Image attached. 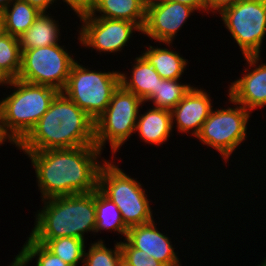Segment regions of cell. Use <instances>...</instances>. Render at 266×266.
Instances as JSON below:
<instances>
[{
	"label": "cell",
	"instance_id": "obj_31",
	"mask_svg": "<svg viewBox=\"0 0 266 266\" xmlns=\"http://www.w3.org/2000/svg\"><path fill=\"white\" fill-rule=\"evenodd\" d=\"M170 1L188 5L190 7H193L196 11L198 10L199 13L202 11V13L205 12L207 14L206 0H170Z\"/></svg>",
	"mask_w": 266,
	"mask_h": 266
},
{
	"label": "cell",
	"instance_id": "obj_27",
	"mask_svg": "<svg viewBox=\"0 0 266 266\" xmlns=\"http://www.w3.org/2000/svg\"><path fill=\"white\" fill-rule=\"evenodd\" d=\"M27 238L21 250L31 260L36 258V266H70L50 252L43 244L35 241L30 235Z\"/></svg>",
	"mask_w": 266,
	"mask_h": 266
},
{
	"label": "cell",
	"instance_id": "obj_21",
	"mask_svg": "<svg viewBox=\"0 0 266 266\" xmlns=\"http://www.w3.org/2000/svg\"><path fill=\"white\" fill-rule=\"evenodd\" d=\"M41 13L36 7L23 0H14L2 14L3 31L19 38L34 23Z\"/></svg>",
	"mask_w": 266,
	"mask_h": 266
},
{
	"label": "cell",
	"instance_id": "obj_4",
	"mask_svg": "<svg viewBox=\"0 0 266 266\" xmlns=\"http://www.w3.org/2000/svg\"><path fill=\"white\" fill-rule=\"evenodd\" d=\"M10 95L0 100V131L15 146L30 132L59 93L53 87L12 79Z\"/></svg>",
	"mask_w": 266,
	"mask_h": 266
},
{
	"label": "cell",
	"instance_id": "obj_25",
	"mask_svg": "<svg viewBox=\"0 0 266 266\" xmlns=\"http://www.w3.org/2000/svg\"><path fill=\"white\" fill-rule=\"evenodd\" d=\"M22 50L19 39L2 31L0 33V68L11 78L17 79L21 68Z\"/></svg>",
	"mask_w": 266,
	"mask_h": 266
},
{
	"label": "cell",
	"instance_id": "obj_33",
	"mask_svg": "<svg viewBox=\"0 0 266 266\" xmlns=\"http://www.w3.org/2000/svg\"><path fill=\"white\" fill-rule=\"evenodd\" d=\"M8 266H28L32 260L21 250Z\"/></svg>",
	"mask_w": 266,
	"mask_h": 266
},
{
	"label": "cell",
	"instance_id": "obj_6",
	"mask_svg": "<svg viewBox=\"0 0 266 266\" xmlns=\"http://www.w3.org/2000/svg\"><path fill=\"white\" fill-rule=\"evenodd\" d=\"M90 69L76 60L62 92L95 121L106 110L120 85V71Z\"/></svg>",
	"mask_w": 266,
	"mask_h": 266
},
{
	"label": "cell",
	"instance_id": "obj_32",
	"mask_svg": "<svg viewBox=\"0 0 266 266\" xmlns=\"http://www.w3.org/2000/svg\"><path fill=\"white\" fill-rule=\"evenodd\" d=\"M28 2L31 6L36 7L41 12H47L51 5L57 0H23Z\"/></svg>",
	"mask_w": 266,
	"mask_h": 266
},
{
	"label": "cell",
	"instance_id": "obj_1",
	"mask_svg": "<svg viewBox=\"0 0 266 266\" xmlns=\"http://www.w3.org/2000/svg\"><path fill=\"white\" fill-rule=\"evenodd\" d=\"M23 153L31 160L42 200L93 192L106 160L95 145Z\"/></svg>",
	"mask_w": 266,
	"mask_h": 266
},
{
	"label": "cell",
	"instance_id": "obj_35",
	"mask_svg": "<svg viewBox=\"0 0 266 266\" xmlns=\"http://www.w3.org/2000/svg\"><path fill=\"white\" fill-rule=\"evenodd\" d=\"M14 0H0V12L6 9Z\"/></svg>",
	"mask_w": 266,
	"mask_h": 266
},
{
	"label": "cell",
	"instance_id": "obj_13",
	"mask_svg": "<svg viewBox=\"0 0 266 266\" xmlns=\"http://www.w3.org/2000/svg\"><path fill=\"white\" fill-rule=\"evenodd\" d=\"M244 59L250 69L245 68L243 76L230 83L227 95L252 113L266 106V63L259 62L261 56L258 55Z\"/></svg>",
	"mask_w": 266,
	"mask_h": 266
},
{
	"label": "cell",
	"instance_id": "obj_24",
	"mask_svg": "<svg viewBox=\"0 0 266 266\" xmlns=\"http://www.w3.org/2000/svg\"><path fill=\"white\" fill-rule=\"evenodd\" d=\"M85 240L76 237H59L48 240L44 246L70 266L83 264ZM79 263V264H78Z\"/></svg>",
	"mask_w": 266,
	"mask_h": 266
},
{
	"label": "cell",
	"instance_id": "obj_8",
	"mask_svg": "<svg viewBox=\"0 0 266 266\" xmlns=\"http://www.w3.org/2000/svg\"><path fill=\"white\" fill-rule=\"evenodd\" d=\"M234 107L212 109L196 136L203 145L212 147L221 155L225 163L230 156L247 139V125L251 112L229 97Z\"/></svg>",
	"mask_w": 266,
	"mask_h": 266
},
{
	"label": "cell",
	"instance_id": "obj_34",
	"mask_svg": "<svg viewBox=\"0 0 266 266\" xmlns=\"http://www.w3.org/2000/svg\"><path fill=\"white\" fill-rule=\"evenodd\" d=\"M11 78L0 68V86H7L11 82Z\"/></svg>",
	"mask_w": 266,
	"mask_h": 266
},
{
	"label": "cell",
	"instance_id": "obj_17",
	"mask_svg": "<svg viewBox=\"0 0 266 266\" xmlns=\"http://www.w3.org/2000/svg\"><path fill=\"white\" fill-rule=\"evenodd\" d=\"M144 114H139L135 133L138 132L141 142L161 146L166 144L173 132L171 111L150 107Z\"/></svg>",
	"mask_w": 266,
	"mask_h": 266
},
{
	"label": "cell",
	"instance_id": "obj_36",
	"mask_svg": "<svg viewBox=\"0 0 266 266\" xmlns=\"http://www.w3.org/2000/svg\"><path fill=\"white\" fill-rule=\"evenodd\" d=\"M4 142H9L0 131V146L4 144Z\"/></svg>",
	"mask_w": 266,
	"mask_h": 266
},
{
	"label": "cell",
	"instance_id": "obj_37",
	"mask_svg": "<svg viewBox=\"0 0 266 266\" xmlns=\"http://www.w3.org/2000/svg\"><path fill=\"white\" fill-rule=\"evenodd\" d=\"M3 31L2 14L0 12V33Z\"/></svg>",
	"mask_w": 266,
	"mask_h": 266
},
{
	"label": "cell",
	"instance_id": "obj_30",
	"mask_svg": "<svg viewBox=\"0 0 266 266\" xmlns=\"http://www.w3.org/2000/svg\"><path fill=\"white\" fill-rule=\"evenodd\" d=\"M241 0H206V9L207 14L210 12L215 15L216 13H220L227 7L233 6L237 2Z\"/></svg>",
	"mask_w": 266,
	"mask_h": 266
},
{
	"label": "cell",
	"instance_id": "obj_22",
	"mask_svg": "<svg viewBox=\"0 0 266 266\" xmlns=\"http://www.w3.org/2000/svg\"><path fill=\"white\" fill-rule=\"evenodd\" d=\"M95 208L96 225L94 233L101 231L118 232L117 235L125 239L128 233V227L124 224L121 212L114 202L106 197L98 188L95 190Z\"/></svg>",
	"mask_w": 266,
	"mask_h": 266
},
{
	"label": "cell",
	"instance_id": "obj_29",
	"mask_svg": "<svg viewBox=\"0 0 266 266\" xmlns=\"http://www.w3.org/2000/svg\"><path fill=\"white\" fill-rule=\"evenodd\" d=\"M62 1L65 2L67 6L69 5L76 15L88 12L96 2V0H62Z\"/></svg>",
	"mask_w": 266,
	"mask_h": 266
},
{
	"label": "cell",
	"instance_id": "obj_14",
	"mask_svg": "<svg viewBox=\"0 0 266 266\" xmlns=\"http://www.w3.org/2000/svg\"><path fill=\"white\" fill-rule=\"evenodd\" d=\"M210 97L205 89L192 86L184 98L171 110L172 128L174 129L176 125L178 133H191V137L196 138L214 108Z\"/></svg>",
	"mask_w": 266,
	"mask_h": 266
},
{
	"label": "cell",
	"instance_id": "obj_20",
	"mask_svg": "<svg viewBox=\"0 0 266 266\" xmlns=\"http://www.w3.org/2000/svg\"><path fill=\"white\" fill-rule=\"evenodd\" d=\"M171 49V50H170ZM161 48L149 44L141 55L153 66L162 79H181L188 60L172 48Z\"/></svg>",
	"mask_w": 266,
	"mask_h": 266
},
{
	"label": "cell",
	"instance_id": "obj_2",
	"mask_svg": "<svg viewBox=\"0 0 266 266\" xmlns=\"http://www.w3.org/2000/svg\"><path fill=\"white\" fill-rule=\"evenodd\" d=\"M95 145L94 120L59 92L30 132L15 146L23 152Z\"/></svg>",
	"mask_w": 266,
	"mask_h": 266
},
{
	"label": "cell",
	"instance_id": "obj_10",
	"mask_svg": "<svg viewBox=\"0 0 266 266\" xmlns=\"http://www.w3.org/2000/svg\"><path fill=\"white\" fill-rule=\"evenodd\" d=\"M242 56H261L266 35V0H241L219 13Z\"/></svg>",
	"mask_w": 266,
	"mask_h": 266
},
{
	"label": "cell",
	"instance_id": "obj_12",
	"mask_svg": "<svg viewBox=\"0 0 266 266\" xmlns=\"http://www.w3.org/2000/svg\"><path fill=\"white\" fill-rule=\"evenodd\" d=\"M195 11L193 7L170 0L151 2L146 5V19L140 34L170 48L179 30Z\"/></svg>",
	"mask_w": 266,
	"mask_h": 266
},
{
	"label": "cell",
	"instance_id": "obj_15",
	"mask_svg": "<svg viewBox=\"0 0 266 266\" xmlns=\"http://www.w3.org/2000/svg\"><path fill=\"white\" fill-rule=\"evenodd\" d=\"M155 225L157 226V223L153 220L147 224L130 227L126 240L134 248L143 250L164 266H182L171 238L161 233Z\"/></svg>",
	"mask_w": 266,
	"mask_h": 266
},
{
	"label": "cell",
	"instance_id": "obj_23",
	"mask_svg": "<svg viewBox=\"0 0 266 266\" xmlns=\"http://www.w3.org/2000/svg\"><path fill=\"white\" fill-rule=\"evenodd\" d=\"M181 79H162L159 81L154 97L149 101L154 108L171 111L192 88L191 84L179 83Z\"/></svg>",
	"mask_w": 266,
	"mask_h": 266
},
{
	"label": "cell",
	"instance_id": "obj_28",
	"mask_svg": "<svg viewBox=\"0 0 266 266\" xmlns=\"http://www.w3.org/2000/svg\"><path fill=\"white\" fill-rule=\"evenodd\" d=\"M123 266H164L143 250L134 248L126 239L120 241Z\"/></svg>",
	"mask_w": 266,
	"mask_h": 266
},
{
	"label": "cell",
	"instance_id": "obj_16",
	"mask_svg": "<svg viewBox=\"0 0 266 266\" xmlns=\"http://www.w3.org/2000/svg\"><path fill=\"white\" fill-rule=\"evenodd\" d=\"M133 61L129 77L127 73L120 72V85L144 103L149 102L154 97V90H157L162 78L141 54Z\"/></svg>",
	"mask_w": 266,
	"mask_h": 266
},
{
	"label": "cell",
	"instance_id": "obj_19",
	"mask_svg": "<svg viewBox=\"0 0 266 266\" xmlns=\"http://www.w3.org/2000/svg\"><path fill=\"white\" fill-rule=\"evenodd\" d=\"M53 18L49 12H41L30 28L19 36L21 50L60 44L61 27H59V21Z\"/></svg>",
	"mask_w": 266,
	"mask_h": 266
},
{
	"label": "cell",
	"instance_id": "obj_11",
	"mask_svg": "<svg viewBox=\"0 0 266 266\" xmlns=\"http://www.w3.org/2000/svg\"><path fill=\"white\" fill-rule=\"evenodd\" d=\"M82 25L78 28V40L81 46L107 54L117 53L128 46L133 32H142L135 23L94 17L89 11L77 15Z\"/></svg>",
	"mask_w": 266,
	"mask_h": 266
},
{
	"label": "cell",
	"instance_id": "obj_9",
	"mask_svg": "<svg viewBox=\"0 0 266 266\" xmlns=\"http://www.w3.org/2000/svg\"><path fill=\"white\" fill-rule=\"evenodd\" d=\"M74 62L73 54L70 55L66 47L60 44L22 50L17 79L50 86L62 92Z\"/></svg>",
	"mask_w": 266,
	"mask_h": 266
},
{
	"label": "cell",
	"instance_id": "obj_18",
	"mask_svg": "<svg viewBox=\"0 0 266 266\" xmlns=\"http://www.w3.org/2000/svg\"><path fill=\"white\" fill-rule=\"evenodd\" d=\"M146 5L143 0H96L89 12L98 18L126 20L143 29Z\"/></svg>",
	"mask_w": 266,
	"mask_h": 266
},
{
	"label": "cell",
	"instance_id": "obj_3",
	"mask_svg": "<svg viewBox=\"0 0 266 266\" xmlns=\"http://www.w3.org/2000/svg\"><path fill=\"white\" fill-rule=\"evenodd\" d=\"M41 202L44 206L35 214L34 227L29 234L35 241L44 245L59 237L86 240L85 233L94 234L95 190L86 194L51 197Z\"/></svg>",
	"mask_w": 266,
	"mask_h": 266
},
{
	"label": "cell",
	"instance_id": "obj_7",
	"mask_svg": "<svg viewBox=\"0 0 266 266\" xmlns=\"http://www.w3.org/2000/svg\"><path fill=\"white\" fill-rule=\"evenodd\" d=\"M143 103L134 93L119 85L106 110L94 121L95 146L103 152L106 142L110 143L111 154L115 155L135 133Z\"/></svg>",
	"mask_w": 266,
	"mask_h": 266
},
{
	"label": "cell",
	"instance_id": "obj_5",
	"mask_svg": "<svg viewBox=\"0 0 266 266\" xmlns=\"http://www.w3.org/2000/svg\"><path fill=\"white\" fill-rule=\"evenodd\" d=\"M114 158L115 156H111V161L105 160L101 165L98 189L116 204L128 228L152 222L155 219L149 203L152 200L148 199L147 190L143 189V185L136 178L119 168L113 162Z\"/></svg>",
	"mask_w": 266,
	"mask_h": 266
},
{
	"label": "cell",
	"instance_id": "obj_38",
	"mask_svg": "<svg viewBox=\"0 0 266 266\" xmlns=\"http://www.w3.org/2000/svg\"><path fill=\"white\" fill-rule=\"evenodd\" d=\"M146 4H149L151 2L157 1V0H143Z\"/></svg>",
	"mask_w": 266,
	"mask_h": 266
},
{
	"label": "cell",
	"instance_id": "obj_26",
	"mask_svg": "<svg viewBox=\"0 0 266 266\" xmlns=\"http://www.w3.org/2000/svg\"><path fill=\"white\" fill-rule=\"evenodd\" d=\"M114 248H107L102 239L93 243L84 251L82 266H123L120 242L114 244Z\"/></svg>",
	"mask_w": 266,
	"mask_h": 266
}]
</instances>
